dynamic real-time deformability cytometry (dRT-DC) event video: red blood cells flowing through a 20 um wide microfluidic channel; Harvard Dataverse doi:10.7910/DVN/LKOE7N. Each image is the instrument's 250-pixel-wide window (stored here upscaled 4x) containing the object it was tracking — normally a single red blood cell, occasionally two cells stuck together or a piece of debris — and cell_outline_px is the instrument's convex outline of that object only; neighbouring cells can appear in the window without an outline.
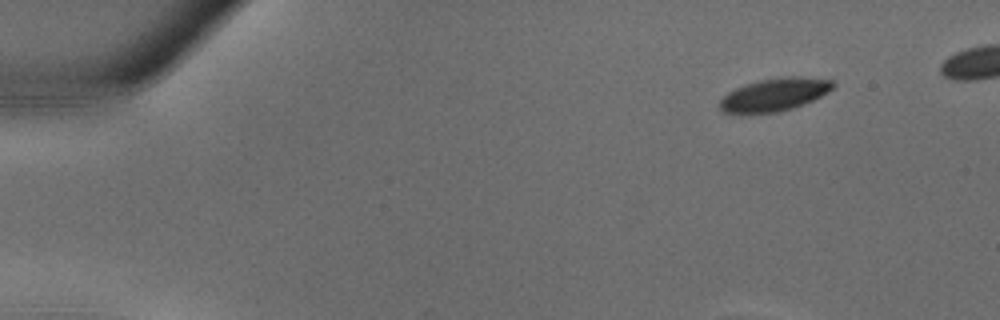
{"species": "common noctule bat (a hibernating species)", "species_latin": "Nyctalus noctula", "temperature_condition": "warm", "stored_images_in_passage": 32, "camera_frame_rate_fps": 3000, "um_per_image_px": 0.085, "animal": {"sex": "male", "body_mass_g": 18.8}, "frame": {"image": 1, "passage_image": 1, "time_ms": 0.0, "image_size_px": [1000, 320], "cell_outline_px": [[836, 84], [828, 92], [804, 104], [792, 108], [776, 112], [724, 112], [720, 108], [720, 100], [728, 92], [744, 84], [760, 80], [784, 76], [800, 76], [832, 80]], "centroid_in_image_um": [65.86, 8.01], "position_along_channel_um": 19.1, "area_um2": 21.33}}